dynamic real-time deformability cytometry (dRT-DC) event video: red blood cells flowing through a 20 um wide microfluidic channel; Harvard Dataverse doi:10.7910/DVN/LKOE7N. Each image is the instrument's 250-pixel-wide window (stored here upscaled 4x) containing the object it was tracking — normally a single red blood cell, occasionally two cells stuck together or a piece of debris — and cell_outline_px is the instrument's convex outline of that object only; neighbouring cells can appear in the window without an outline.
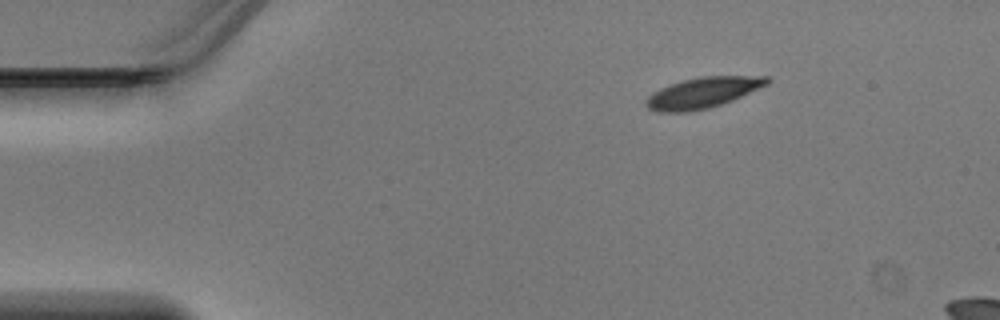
{"species": "Egyptian fruit bat (a non-hibernating species)", "species_latin": "Rousettus aegyptiacus", "temperature_condition": "warm", "stored_images_in_passage": 41, "camera_frame_rate_fps": 3000, "um_per_image_px": 0.085, "animal": {"sex": "male"}, "frame": {"image": 1, "passage_image": 1, "time_ms": 0.0, "image_size_px": [1000, 320], "cell_outline_px": [[772, 80], [768, 84], [732, 100], [708, 108], [688, 112], [656, 112], [648, 108], [644, 104], [644, 100], [652, 92], [668, 84], [700, 76], [768, 76]], "centroid_in_image_um": [59.7, 7.88], "position_along_channel_um": 25.3, "area_um2": 21.73}}
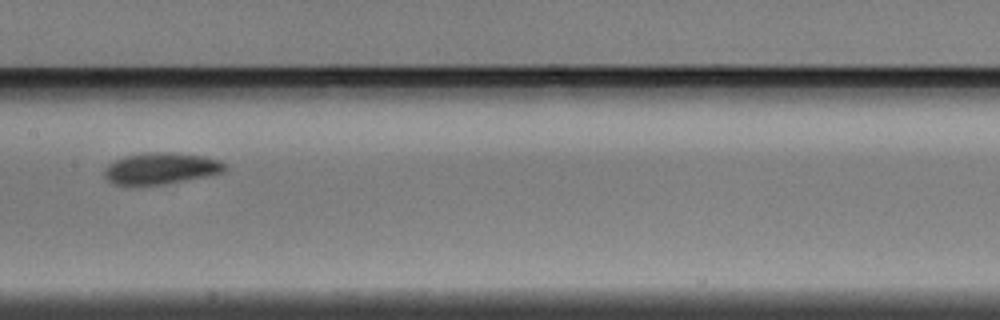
{"frame": {"image": 2, "passage_image": 18, "time_ms": 5.667, "image_size_px": [1000, 320], "cell_outline_px": [[228, 168], [224, 172], [184, 180], [136, 188], [128, 188], [112, 184], [104, 176], [104, 168], [108, 164], [124, 156], [144, 152], [172, 152], [204, 156], [216, 160], [224, 164]], "centroid_in_image_um": [13.57, 14.35], "position_along_channel_um": 193.8, "area_um2": 22.6}}
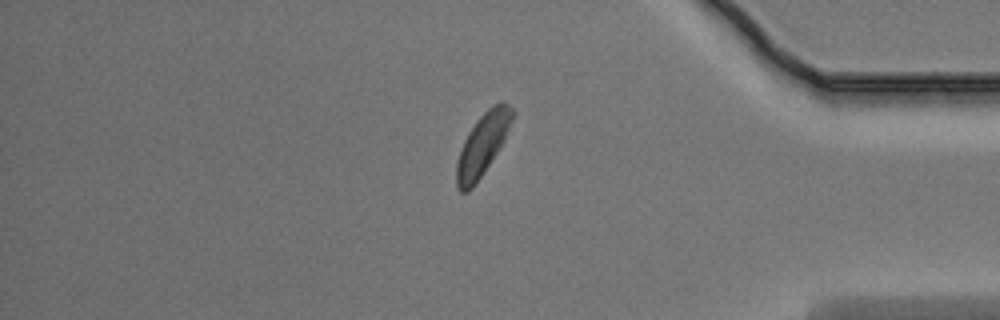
{"frame": {"image": 3, "passage_image": 34, "time_ms": 11.0, "image_size_px": [1000, 320], "cell_outline_px": [[516, 112], [504, 140], [472, 188], [468, 192], [460, 192], [456, 188], [456, 164], [464, 140], [468, 132], [476, 120], [492, 104], [500, 100], [508, 104]], "centroid_in_image_um": [41.02, 12.24], "position_along_channel_um": 394.2, "area_um2": 19.94}}